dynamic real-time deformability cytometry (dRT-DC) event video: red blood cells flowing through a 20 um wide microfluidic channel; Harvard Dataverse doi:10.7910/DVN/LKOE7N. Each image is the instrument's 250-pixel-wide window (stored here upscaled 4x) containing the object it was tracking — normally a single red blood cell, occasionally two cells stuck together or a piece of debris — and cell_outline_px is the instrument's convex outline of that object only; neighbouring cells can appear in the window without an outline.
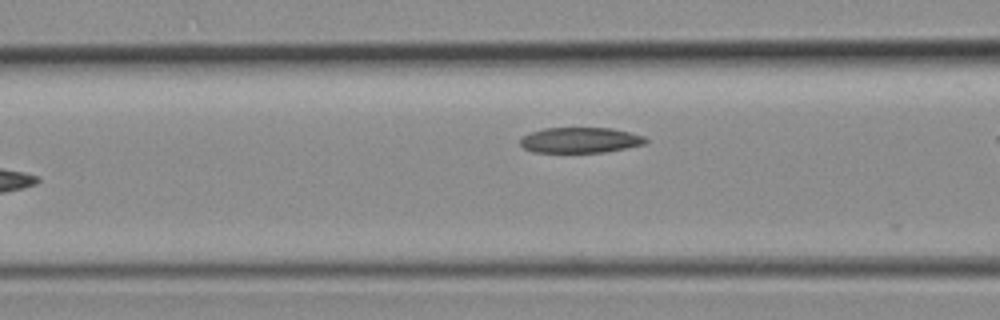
{"species": "common noctule bat (a hibernating species)", "species_latin": "Nyctalus noctula", "temperature_condition": "room temperature", "stored_images_in_passage": 4, "camera_frame_rate_fps": 3000, "um_per_image_px": 0.085, "animal": {"sex": "female", "body_mass_g": 19.3, "forearm_length_mm": 54.1}, "frame": {"image": 1, "passage_image": 4, "time_ms": 1.0, "image_size_px": [1000, 320], "cell_outline_px": [[648, 140], [644, 144], [604, 152], [532, 152], [524, 148], [520, 144], [520, 140], [524, 136], [532, 132], [544, 128], [612, 128], [644, 136]], "centroid_in_image_um": [49.31, 11.91], "position_along_channel_um": 117.3, "area_um2": 18.44}}